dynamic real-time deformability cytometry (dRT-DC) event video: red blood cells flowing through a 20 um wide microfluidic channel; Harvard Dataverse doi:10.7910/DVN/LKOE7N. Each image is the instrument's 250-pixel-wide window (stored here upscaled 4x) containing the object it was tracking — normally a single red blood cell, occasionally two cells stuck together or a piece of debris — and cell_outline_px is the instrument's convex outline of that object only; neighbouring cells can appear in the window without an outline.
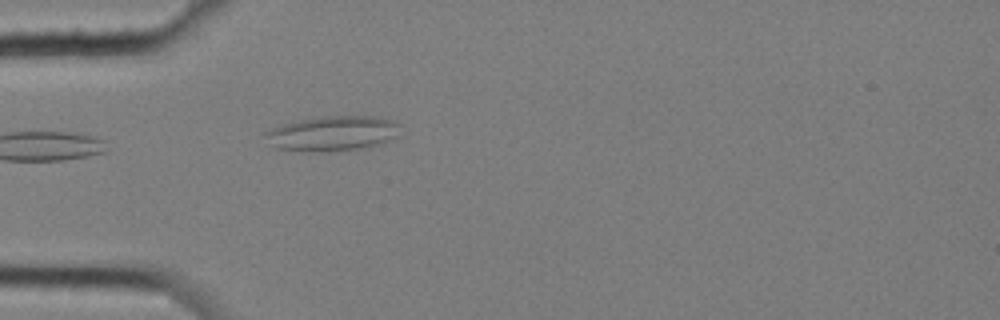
{"species": "common noctule bat (a hibernating species)", "species_latin": "Nyctalus noctula", "temperature_condition": "cold", "stored_images_in_passage": 1, "camera_frame_rate_fps": 3000, "um_per_image_px": 0.085, "animal": {"sex": "female", "body_mass_g": 25.1}, "frame": {"image": 1, "passage_image": 1, "time_ms": 0.0, "image_size_px": [1000, 320], "cell_outline_px": [[400, 136], [376, 144], [360, 148], [320, 152], [276, 148], [264, 132], [272, 128], [284, 124], [300, 120], [320, 116], [380, 116], [392, 120], [400, 124]], "centroid_in_image_um": [28.35, 11.32], "position_along_channel_um": 56.7, "area_um2": 27.17}}